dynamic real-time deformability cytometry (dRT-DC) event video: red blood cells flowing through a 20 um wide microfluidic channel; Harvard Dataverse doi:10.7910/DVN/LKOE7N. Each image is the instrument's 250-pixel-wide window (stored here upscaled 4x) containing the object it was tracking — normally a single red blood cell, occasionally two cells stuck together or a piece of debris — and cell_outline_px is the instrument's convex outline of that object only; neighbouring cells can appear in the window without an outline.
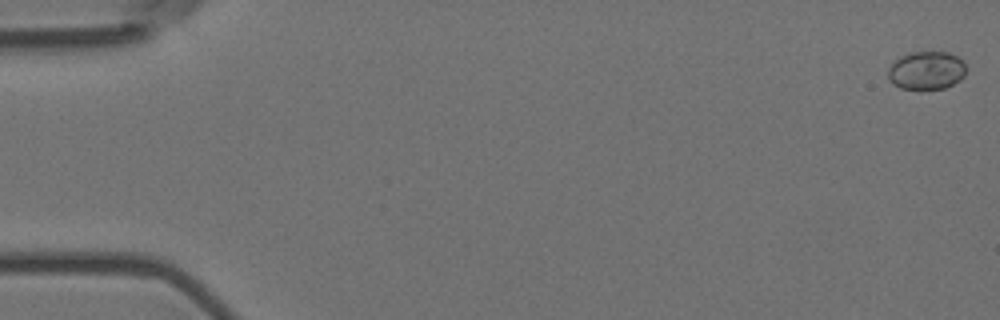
{"species": "Egyptian fruit bat (a non-hibernating species)", "species_latin": "Rousettus aegyptiacus", "temperature_condition": "room temperature", "stored_images_in_passage": 55, "camera_frame_rate_fps": 3000, "um_per_image_px": 0.085, "animal": {"sex": "female"}, "frame": {"image": 1, "passage_image": 1, "time_ms": 0.0, "image_size_px": [1000, 320], "cell_outline_px": [[964, 76], [960, 80], [944, 88], [900, 88], [892, 84], [888, 80], [888, 68], [900, 56], [912, 52], [948, 52], [964, 60]], "centroid_in_image_um": [78.73, 5.98], "position_along_channel_um": 6.3, "area_um2": 17.22}}
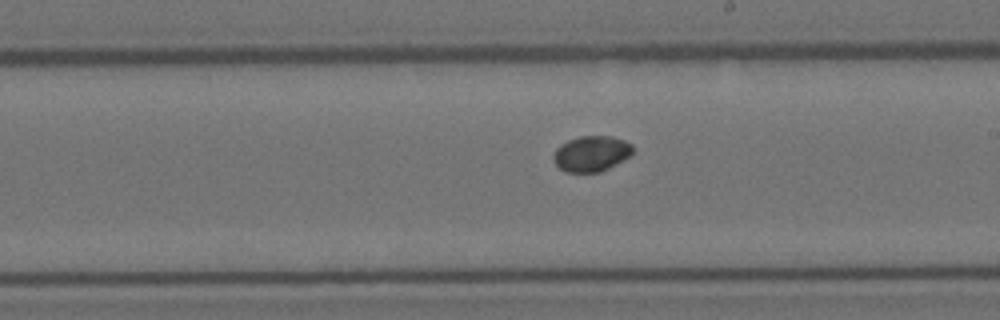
{"frame": {"image": 2, "passage_image": 32, "time_ms": 10.333, "image_size_px": [1000, 320], "cell_outline_px": [[632, 152], [628, 156], [608, 168], [600, 172], [564, 172], [552, 160], [552, 156], [556, 148], [560, 144], [568, 140], [580, 136], [612, 136], [624, 140], [632, 144]], "centroid_in_image_um": [50.22, 13.05], "position_along_channel_um": 238.8, "area_um2": 16.42}}
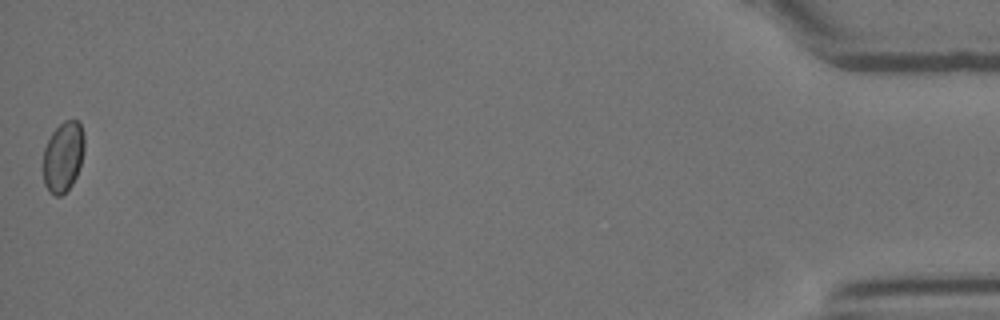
{"frame": {"image": 3, "passage_image": 55, "time_ms": 18.0, "image_size_px": [1000, 320], "cell_outline_px": [[84, 152], [76, 176], [72, 184], [60, 196], [56, 196], [48, 192], [44, 184], [44, 148], [52, 132], [64, 120], [80, 120], [84, 136]], "centroid_in_image_um": [5.38, 13.3], "position_along_channel_um": 429.8, "area_um2": 16.88}}